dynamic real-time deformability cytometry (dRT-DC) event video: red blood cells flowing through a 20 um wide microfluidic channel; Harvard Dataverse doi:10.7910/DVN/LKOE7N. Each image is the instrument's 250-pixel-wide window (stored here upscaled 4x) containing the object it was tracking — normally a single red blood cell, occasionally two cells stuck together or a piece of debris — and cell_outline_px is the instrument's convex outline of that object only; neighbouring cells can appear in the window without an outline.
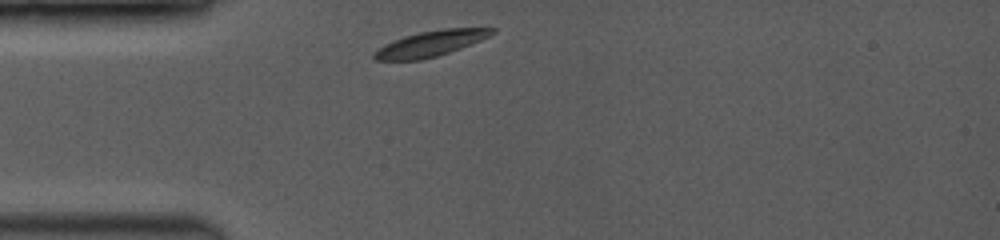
{"species": "common noctule bat (a hibernating species)", "species_latin": "Nyctalus noctula", "temperature_condition": "room temperature", "stored_images_in_passage": 36, "camera_frame_rate_fps": 3500, "um_per_image_px": 0.085, "animal": {"sex": "female", "body_mass_g": 19.0, "forearm_length_mm": 53.3}, "frame": {"image": 1, "passage_image": 1, "time_ms": 0.0, "image_size_px": [1000, 240], "cell_outline_px": [[496, 32], [480, 40], [460, 48], [436, 56], [420, 60], [376, 60], [372, 56], [384, 44], [392, 40], [404, 36], [420, 32], [444, 28], [496, 28]], "centroid_in_image_um": [36.6, 3.69], "position_along_channel_um": 48.4, "area_um2": 17.28}}
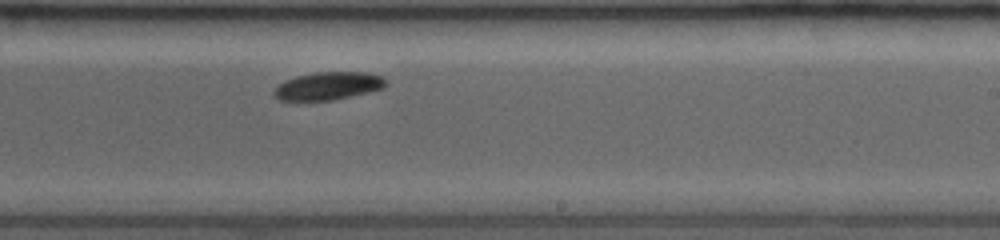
{"frame": {"image": 2, "passage_image": 21, "time_ms": 5.714, "image_size_px": [1000, 240], "cell_outline_px": [[388, 84], [384, 88], [368, 92], [332, 100], [280, 100], [272, 92], [284, 80], [296, 76], [316, 72], [364, 72], [384, 76], [388, 80]], "centroid_in_image_um": [27.95, 7.29], "position_along_channel_um": 261.0, "area_um2": 18.15}}
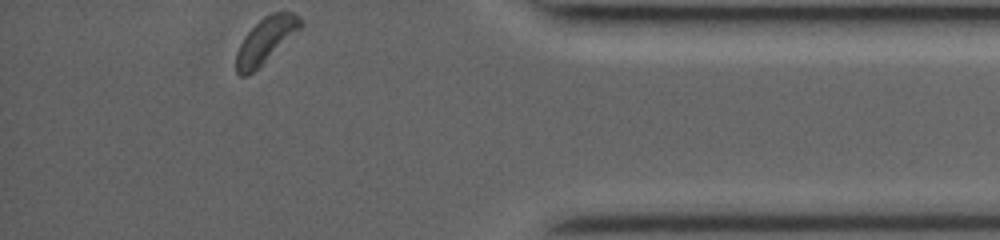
{"frame": {"image": 3, "passage_image": 36, "time_ms": 10.0, "image_size_px": [1000, 240], "cell_outline_px": [[304, 24], [260, 68], [248, 76], [240, 76], [236, 72], [236, 52], [244, 36], [264, 16], [272, 12], [292, 12], [300, 16]], "centroid_in_image_um": [22.57, 3.45], "position_along_channel_um": 412.6, "area_um2": 17.17}, "authors_computed_cell_mechanics": {"area_um2": 18.496, "velocity_mm_per_s": 3.9613, "shape_relaxation_time_tau1_ms": 1.1091, "shape_relaxation_time_tau2_ms": null, "deformation_change_tau1": 0.075, "deformation_change_tau2": null}}